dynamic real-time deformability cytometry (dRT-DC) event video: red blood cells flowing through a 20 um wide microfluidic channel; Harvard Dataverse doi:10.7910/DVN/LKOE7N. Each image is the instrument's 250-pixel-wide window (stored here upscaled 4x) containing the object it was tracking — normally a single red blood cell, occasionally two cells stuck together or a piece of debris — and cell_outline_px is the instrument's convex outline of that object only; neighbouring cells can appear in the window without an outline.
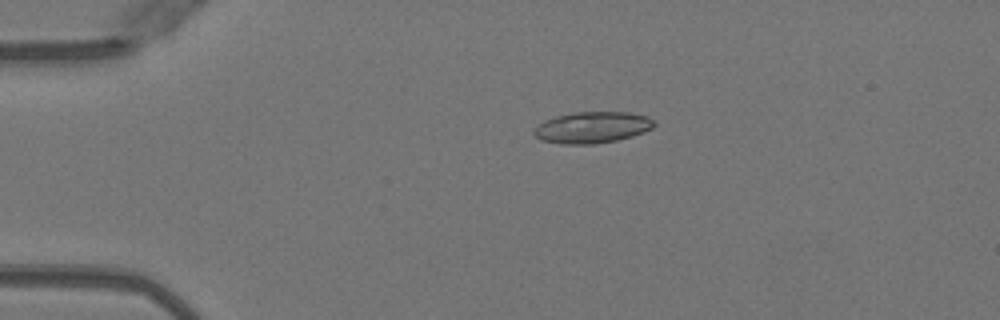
{"species": "Egyptian fruit bat (a non-hibernating species)", "species_latin": "Rousettus aegyptiacus", "temperature_condition": "warm", "stored_images_in_passage": 7, "camera_frame_rate_fps": 3000, "um_per_image_px": 0.085, "animal": {"sex": "female"}, "frame": {"image": 1, "passage_image": 2, "time_ms": 0.333, "image_size_px": [1000, 320], "cell_outline_px": [[656, 124], [652, 128], [644, 132], [632, 136], [616, 140], [592, 144], [564, 144], [540, 140], [532, 132], [532, 128], [544, 120], [556, 116], [576, 112], [628, 112], [648, 116]], "centroid_in_image_um": [50.31, 10.83], "position_along_channel_um": 34.7, "area_um2": 22.02}}